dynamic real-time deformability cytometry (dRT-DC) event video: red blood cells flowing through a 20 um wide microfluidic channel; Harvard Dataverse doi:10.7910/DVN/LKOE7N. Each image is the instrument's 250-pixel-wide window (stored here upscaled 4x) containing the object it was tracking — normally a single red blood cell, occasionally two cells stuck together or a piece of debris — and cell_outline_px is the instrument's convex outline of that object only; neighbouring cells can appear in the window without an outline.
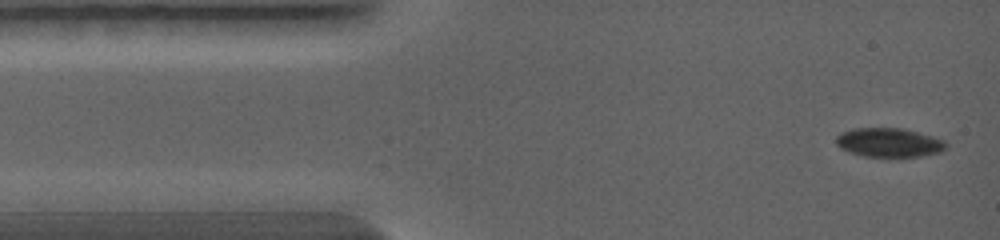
{"species": "common noctule bat (a hibernating species)", "species_latin": "Nyctalus noctula", "temperature_condition": "warm", "stored_images_in_passage": 26, "camera_frame_rate_fps": 5000, "um_per_image_px": 0.085, "animal": {"sex": "female", "body_mass_g": 19.0, "forearm_length_mm": 56.7}, "frame": {"image": 1, "passage_image": 1, "time_ms": 0.0, "image_size_px": [1000, 240], "cell_outline_px": [[948, 144], [940, 152], [920, 156], [864, 156], [848, 152], [840, 148], [836, 144], [836, 136], [840, 132], [852, 128], [900, 128], [932, 136], [944, 140]], "centroid_in_image_um": [75.51, 12.11], "position_along_channel_um": 9.5, "area_um2": 18.5}}
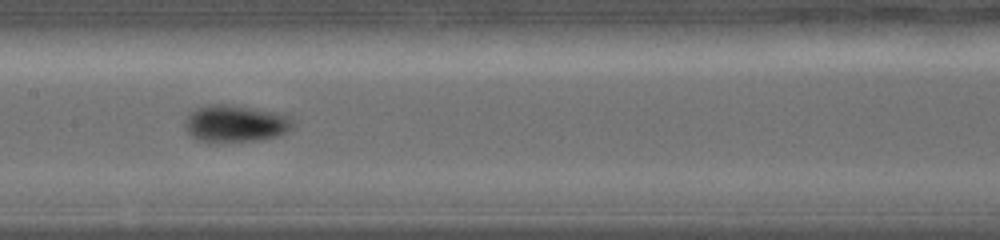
{"frame": {"image": 2, "passage_image": 11, "time_ms": 4.6, "image_size_px": [1000, 240], "cell_outline_px": [[296, 124], [288, 132], [280, 136], [260, 140], [208, 144], [196, 140], [188, 132], [184, 124], [188, 112], [192, 108], [208, 104], [228, 104], [288, 112], [292, 116]], "centroid_in_image_um": [20.07, 10.5], "position_along_channel_um": 187.3, "area_um2": 24.85}}
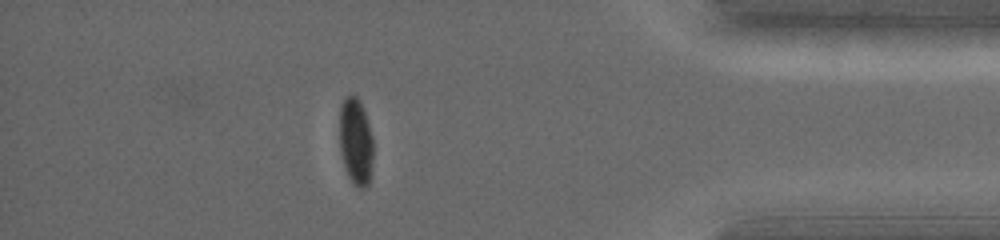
{"frame": {"image": 3, "passage_image": 21, "time_ms": 9.2, "image_size_px": [1000, 240], "cell_outline_px": [[372, 160], [368, 184], [364, 188], [356, 188], [352, 184], [348, 176], [340, 152], [340, 104], [344, 96], [356, 96], [360, 100], [372, 136]], "centroid_in_image_um": [30.22, 12.03], "position_along_channel_um": 405.0, "area_um2": 16.99}}